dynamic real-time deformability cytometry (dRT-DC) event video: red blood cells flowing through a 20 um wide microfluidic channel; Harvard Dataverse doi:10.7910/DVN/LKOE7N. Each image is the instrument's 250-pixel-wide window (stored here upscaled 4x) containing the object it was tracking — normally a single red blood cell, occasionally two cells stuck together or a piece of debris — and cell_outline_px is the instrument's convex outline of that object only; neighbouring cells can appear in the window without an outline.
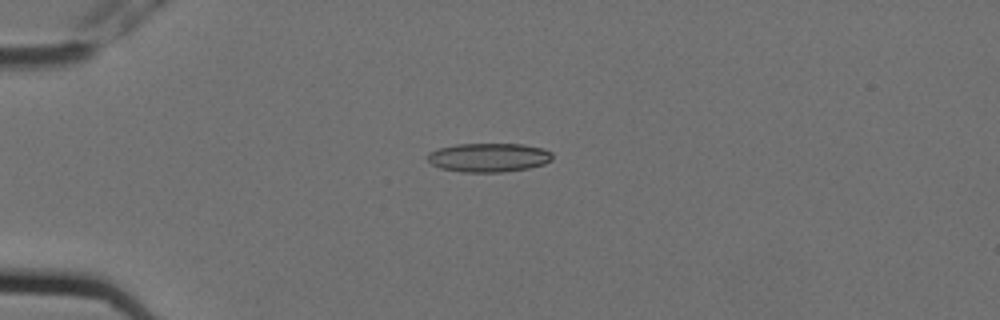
{"species": "Egyptian fruit bat (a non-hibernating species)", "species_latin": "Rousettus aegyptiacus", "temperature_condition": "cold", "stored_images_in_passage": 5, "camera_frame_rate_fps": 3000, "um_per_image_px": 0.085, "animal": {"sex": "female"}, "frame": {"image": 1, "passage_image": 3, "time_ms": 0.667, "image_size_px": [1000, 320], "cell_outline_px": [[552, 160], [544, 164], [528, 168], [500, 172], [460, 172], [440, 168], [432, 164], [428, 160], [428, 152], [440, 148], [456, 144], [524, 144], [544, 148], [552, 152]], "centroid_in_image_um": [41.56, 13.38], "position_along_channel_um": 43.4, "area_um2": 21.1}}
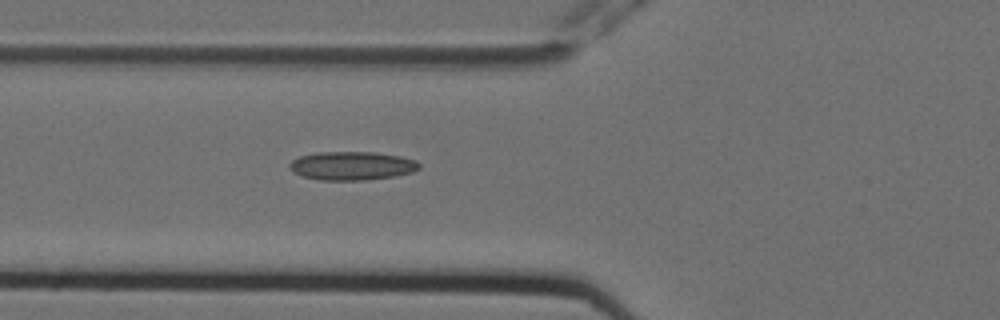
{"frame": {"image": 2, "passage_image": 5, "time_ms": 1.333, "image_size_px": [1000, 320], "cell_outline_px": [[420, 168], [412, 172], [396, 176], [364, 180], [320, 180], [300, 176], [292, 172], [288, 168], [288, 164], [292, 160], [300, 156], [316, 152], [376, 152], [400, 156], [416, 160], [420, 164]], "centroid_in_image_um": [29.88, 14.09], "position_along_channel_um": 95.9, "area_um2": 21.85}}